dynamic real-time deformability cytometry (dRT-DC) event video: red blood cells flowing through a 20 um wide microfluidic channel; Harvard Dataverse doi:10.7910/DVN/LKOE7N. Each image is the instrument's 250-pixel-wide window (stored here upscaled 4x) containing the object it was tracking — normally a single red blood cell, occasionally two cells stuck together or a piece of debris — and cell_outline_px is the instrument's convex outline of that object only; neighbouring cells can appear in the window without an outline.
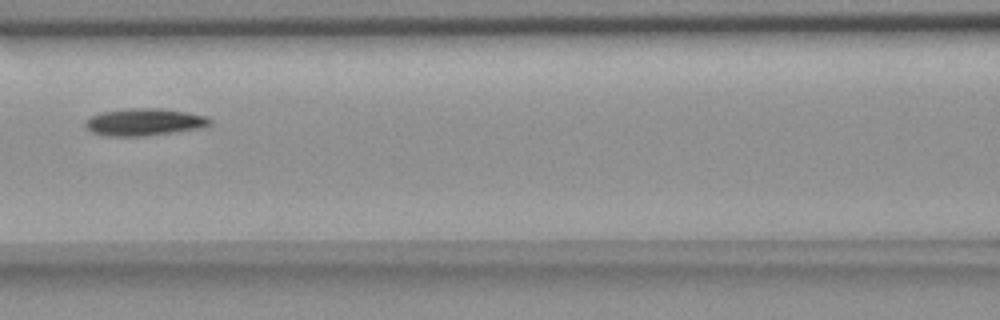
{"species": "common noctule bat (a hibernating species)", "species_latin": "Nyctalus noctula", "temperature_condition": "room temperature", "stored_images_in_passage": 6, "camera_frame_rate_fps": 3000, "um_per_image_px": 0.085, "animal": {"sex": "female", "body_mass_g": 18.4}, "frame": {"image": 1, "passage_image": 6, "time_ms": 6.667, "image_size_px": [1000, 320], "cell_outline_px": [[212, 124], [204, 128], [144, 136], [108, 136], [92, 132], [84, 124], [84, 120], [100, 112], [124, 108], [160, 108], [188, 112], [208, 116], [212, 120]], "centroid_in_image_um": [12.3, 10.36], "position_along_channel_um": 154.3, "area_um2": 20.06}}